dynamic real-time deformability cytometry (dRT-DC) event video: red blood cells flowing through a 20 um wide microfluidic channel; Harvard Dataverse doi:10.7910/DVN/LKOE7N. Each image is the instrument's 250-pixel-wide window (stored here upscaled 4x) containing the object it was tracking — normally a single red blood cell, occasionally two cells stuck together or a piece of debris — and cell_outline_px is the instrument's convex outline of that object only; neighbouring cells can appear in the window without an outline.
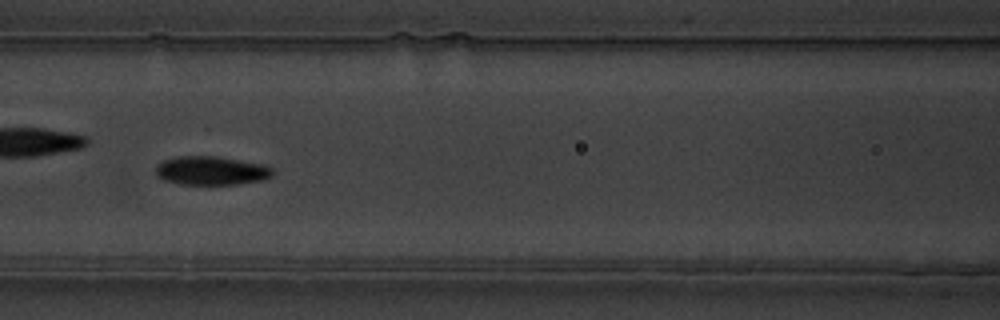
{"species": "common noctule bat (a hibernating species)", "species_latin": "Nyctalus noctula", "temperature_condition": "warm", "stored_images_in_passage": 47, "camera_frame_rate_fps": 3000, "um_per_image_px": 0.085, "animal": {"sex": "male", "body_mass_g": 19.5, "forearm_length_mm": 54.6}, "frame": {"image": 1, "passage_image": 14, "time_ms": 4.333, "image_size_px": [1000, 320], "cell_outline_px": [[272, 176], [264, 180], [236, 184], [180, 184], [164, 180], [156, 176], [156, 164], [164, 160], [176, 156], [216, 156], [264, 164], [272, 168]], "centroid_in_image_um": [17.94, 14.5], "position_along_channel_um": 148.7, "area_um2": 19.65}}
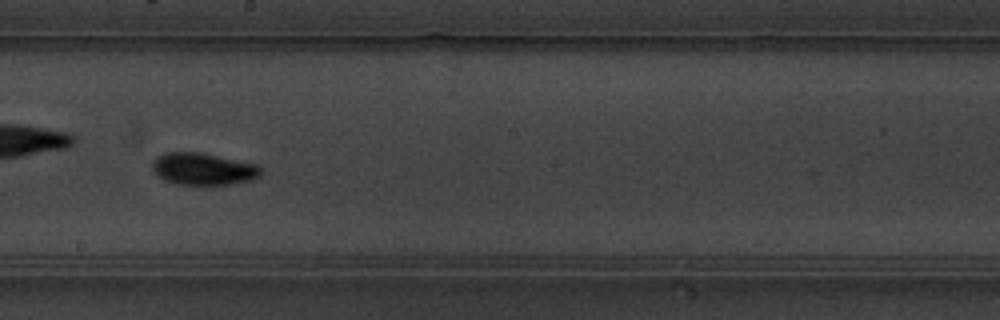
{"frame": {"image": 2, "passage_image": 21, "time_ms": 6.667, "image_size_px": [1000, 320], "cell_outline_px": [[264, 172], [260, 176], [252, 180], [232, 184], [176, 184], [164, 180], [152, 168], [152, 160], [156, 156], [168, 152], [200, 152], [260, 164]], "centroid_in_image_um": [17.34, 14.35], "position_along_channel_um": 230.9, "area_um2": 20.52}}
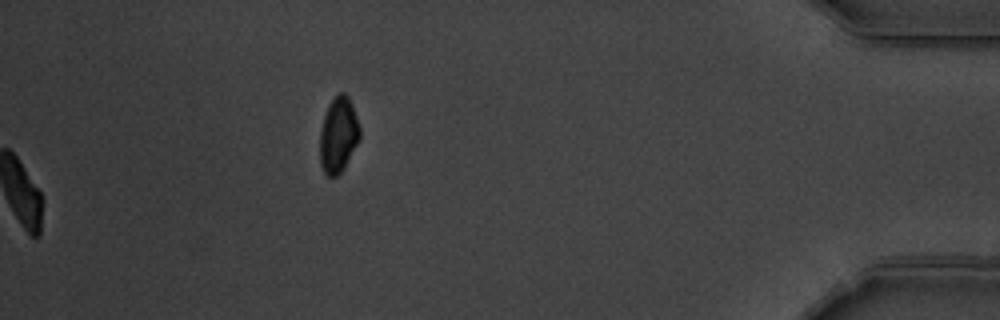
{"frame": {"image": 3, "passage_image": 47, "time_ms": 15.333, "image_size_px": [1000, 320], "cell_outline_px": [[360, 140], [344, 168], [336, 176], [328, 176], [324, 172], [320, 164], [320, 132], [324, 116], [328, 104], [340, 92], [344, 92], [348, 96], [352, 104], [360, 128]], "centroid_in_image_um": [28.77, 11.47], "position_along_channel_um": 406.4, "area_um2": 17.57}, "authors_computed_cell_mechanics": {"area_um2": 19.074, "velocity_mm_per_s": 3.5338, "shape_relaxation_time_tau1_ms": 3.1501, "shape_relaxation_time_tau2_ms": 4.8492, "deformation_change_tau1": 0.1452, "deformation_change_tau2": 0.084}}